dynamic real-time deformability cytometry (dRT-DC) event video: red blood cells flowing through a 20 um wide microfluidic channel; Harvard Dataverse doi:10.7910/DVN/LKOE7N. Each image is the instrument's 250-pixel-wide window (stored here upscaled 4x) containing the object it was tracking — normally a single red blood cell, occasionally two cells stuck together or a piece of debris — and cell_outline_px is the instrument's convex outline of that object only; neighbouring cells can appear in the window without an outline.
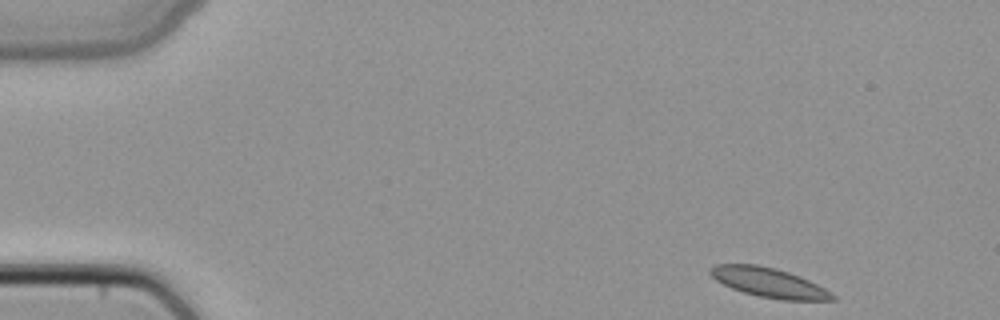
{"species": "common noctule bat (a hibernating species)", "species_latin": "Nyctalus noctula", "temperature_condition": "cold", "stored_images_in_passage": 45, "camera_frame_rate_fps": 3000, "um_per_image_px": 0.085, "animal": {"sex": "female", "body_mass_g": 22.7, "forearm_length_mm": 54.2}, "frame": {"image": 1, "passage_image": 1, "time_ms": 0.0, "image_size_px": [1000, 320], "cell_outline_px": [[836, 300], [780, 300], [760, 296], [744, 292], [732, 288], [716, 280], [708, 272], [716, 264], [756, 264], [776, 268], [800, 276], [832, 292], [836, 296]], "centroid_in_image_um": [65.38, 24.02], "position_along_channel_um": 19.6, "area_um2": 20.81}}
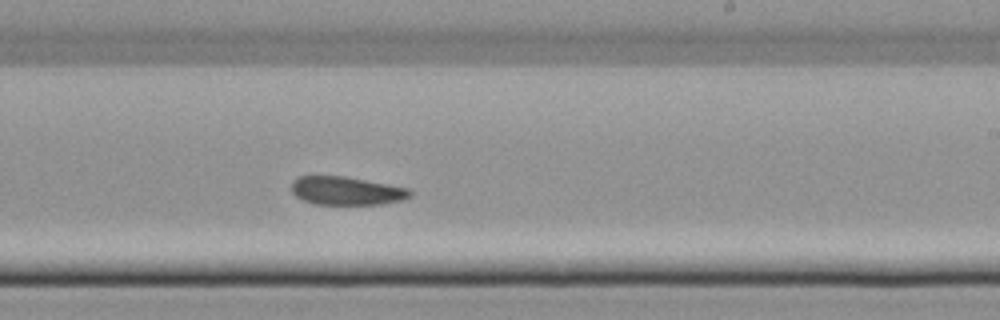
{"frame": {"image": 2, "passage_image": 26, "time_ms": 8.333, "image_size_px": [1000, 320], "cell_outline_px": [[412, 196], [400, 200], [380, 204], [316, 204], [304, 200], [296, 196], [292, 192], [292, 180], [300, 176], [344, 176], [388, 184], [408, 188], [412, 192]], "centroid_in_image_um": [29.44, 16.21], "position_along_channel_um": 259.6, "area_um2": 19.42}}
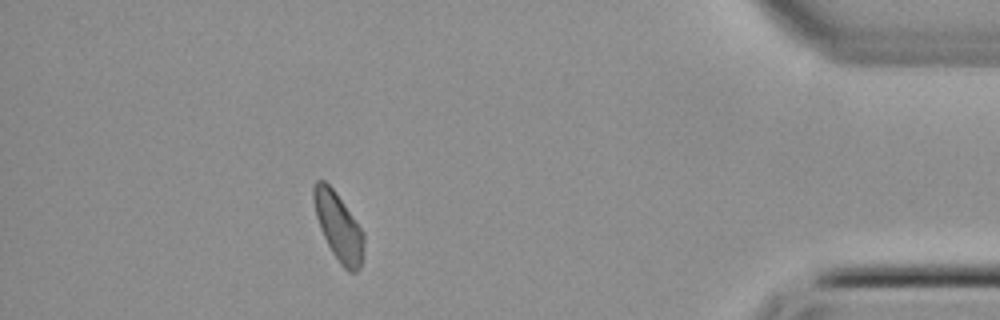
{"frame": {"image": 3, "passage_image": 40, "time_ms": 13.0, "image_size_px": [1000, 320], "cell_outline_px": [[364, 240], [360, 268], [356, 272], [348, 272], [340, 264], [332, 252], [320, 228], [316, 216], [312, 200], [312, 188], [316, 180], [324, 180], [336, 192], [364, 232]], "centroid_in_image_um": [28.75, 19.25], "position_along_channel_um": 406.4, "area_um2": 19.77}}